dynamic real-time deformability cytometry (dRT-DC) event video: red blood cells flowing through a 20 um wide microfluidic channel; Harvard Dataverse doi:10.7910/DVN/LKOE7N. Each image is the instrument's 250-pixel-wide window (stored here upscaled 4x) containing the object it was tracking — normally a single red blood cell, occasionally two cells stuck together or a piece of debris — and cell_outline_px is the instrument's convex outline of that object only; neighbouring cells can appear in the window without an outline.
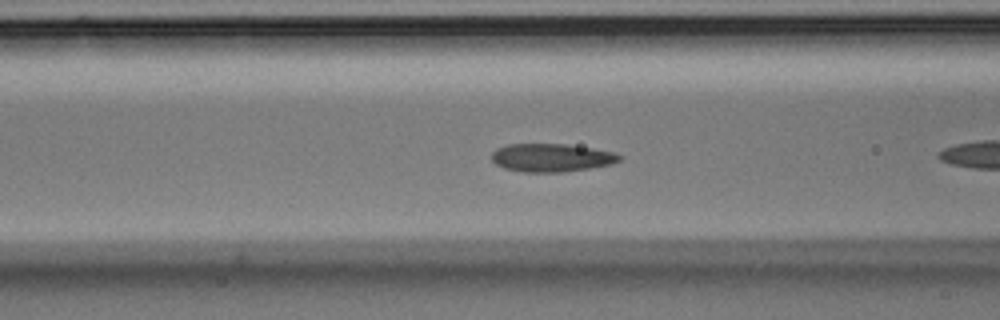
{"species": "Egyptian fruit bat (a non-hibernating species)", "species_latin": "Rousettus aegyptiacus", "temperature_condition": "room temperature", "stored_images_in_passage": 10, "camera_frame_rate_fps": 3000, "um_per_image_px": 0.085, "animal": {"sex": "male"}, "frame": {"image": 1, "passage_image": 6, "time_ms": 1.667, "image_size_px": [1000, 320], "cell_outline_px": [[620, 160], [612, 164], [564, 172], [524, 172], [504, 168], [496, 164], [492, 160], [492, 152], [496, 148], [508, 144], [564, 144], [592, 148], [612, 152], [620, 156]], "centroid_in_image_um": [46.83, 13.4], "position_along_channel_um": 119.8, "area_um2": 20.81}}
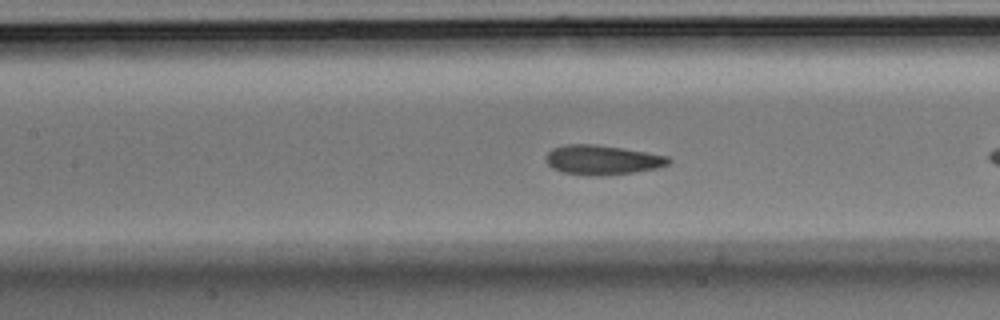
{"frame": {"image": 2, "passage_image": 9, "time_ms": 2.667, "image_size_px": [1000, 320], "cell_outline_px": [[672, 160], [668, 164], [656, 168], [632, 172], [600, 176], [564, 172], [552, 168], [544, 160], [548, 152], [552, 148], [564, 144], [596, 144], [648, 152], [668, 156]], "centroid_in_image_um": [51.18, 13.57], "position_along_channel_um": 156.2, "area_um2": 21.04}}